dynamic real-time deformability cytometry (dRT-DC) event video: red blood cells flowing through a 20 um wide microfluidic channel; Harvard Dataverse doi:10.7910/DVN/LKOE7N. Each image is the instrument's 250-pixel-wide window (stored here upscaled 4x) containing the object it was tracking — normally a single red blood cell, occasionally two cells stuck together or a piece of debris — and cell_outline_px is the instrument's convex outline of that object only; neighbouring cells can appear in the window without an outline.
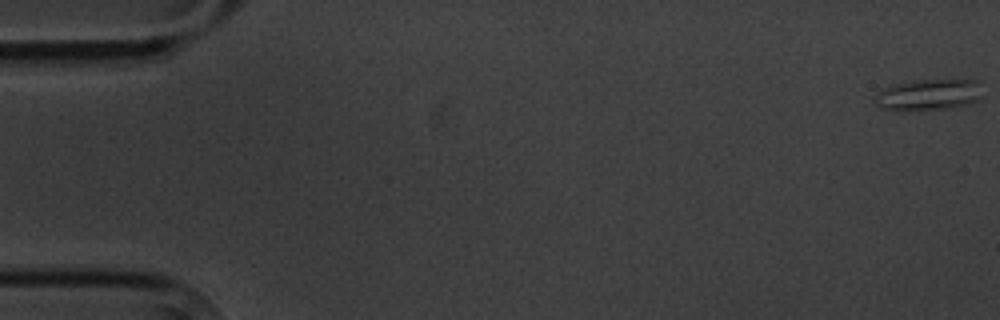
{"species": "common noctule bat (a hibernating species)", "species_latin": "Nyctalus noctula", "temperature_condition": "cold", "stored_images_in_passage": 7, "camera_frame_rate_fps": 3000, "um_per_image_px": 0.085, "animal": {"sex": "male", "body_mass_g": 20.1, "forearm_length_mm": 53.5}, "frame": {"image": 1, "passage_image": 1, "time_ms": 0.0, "image_size_px": [1000, 320], "cell_outline_px": [[984, 80], [980, 100], [968, 104], [944, 108], [880, 108], [872, 100], [876, 92], [892, 84], [920, 80]], "centroid_in_image_um": [79.0, 8.0], "position_along_channel_um": 6.0, "area_um2": 19.25}}
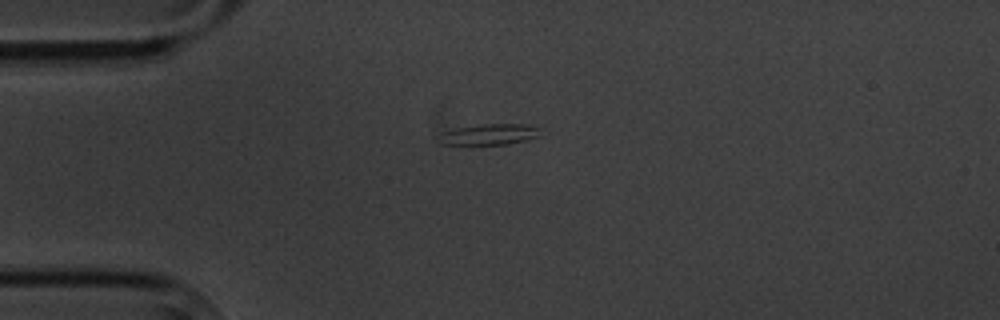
{"frame": {"image": 2, "passage_image": 5, "time_ms": 4.667, "image_size_px": [1000, 320], "cell_outline_px": [[540, 128], [536, 136], [528, 140], [508, 144], [436, 144], [436, 136], [444, 132], [456, 128], [488, 124], [532, 124]], "centroid_in_image_um": [41.55, 11.43], "position_along_channel_um": 43.5, "area_um2": 12.37}}
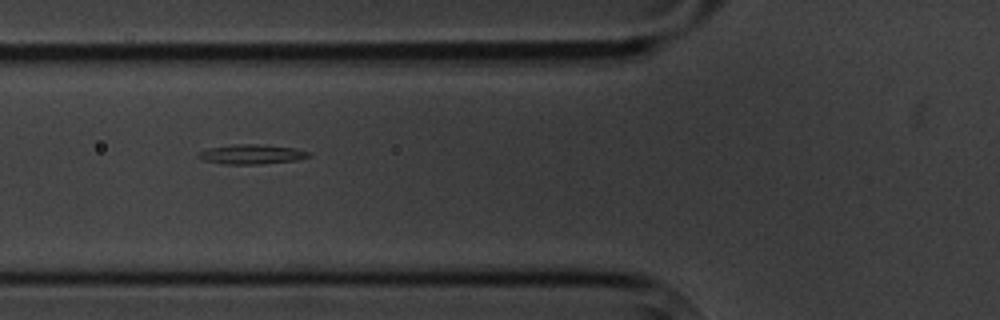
{"frame": {"image": 3, "passage_image": 7, "time_ms": 7.0, "image_size_px": [1000, 320], "cell_outline_px": [[312, 156], [296, 160], [260, 164], [220, 164], [204, 160], [196, 156], [200, 152], [208, 148], [232, 144], [252, 144], [296, 148], [308, 152]], "centroid_in_image_um": [21.36, 13.11], "position_along_channel_um": 104.4, "area_um2": 12.54}}